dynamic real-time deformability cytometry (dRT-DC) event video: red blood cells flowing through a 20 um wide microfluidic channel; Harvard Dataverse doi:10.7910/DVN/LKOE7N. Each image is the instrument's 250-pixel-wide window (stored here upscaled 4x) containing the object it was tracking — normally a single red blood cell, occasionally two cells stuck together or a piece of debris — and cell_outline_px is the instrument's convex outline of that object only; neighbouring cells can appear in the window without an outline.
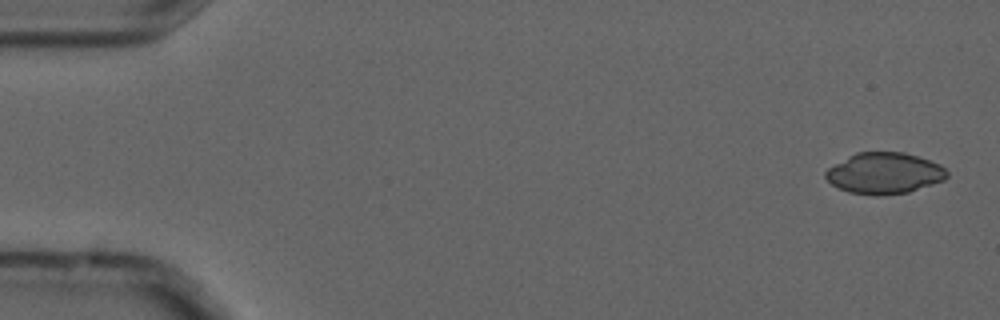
{"species": "common noctule bat (a hibernating species)", "species_latin": "Nyctalus noctula", "temperature_condition": "cold", "stored_images_in_passage": 5, "camera_frame_rate_fps": 3000, "um_per_image_px": 0.085, "animal": {"sex": "male", "forearm_length_mm": 52.5}, "frame": {"image": 1, "passage_image": 1, "time_ms": 0.0, "image_size_px": [1000, 320], "cell_outline_px": [[948, 176], [944, 180], [908, 192], [876, 196], [848, 192], [832, 184], [824, 176], [824, 172], [828, 168], [848, 156], [856, 152], [904, 152], [940, 164], [948, 172]], "centroid_in_image_um": [75.16, 14.72], "position_along_channel_um": 9.8, "area_um2": 29.02}}